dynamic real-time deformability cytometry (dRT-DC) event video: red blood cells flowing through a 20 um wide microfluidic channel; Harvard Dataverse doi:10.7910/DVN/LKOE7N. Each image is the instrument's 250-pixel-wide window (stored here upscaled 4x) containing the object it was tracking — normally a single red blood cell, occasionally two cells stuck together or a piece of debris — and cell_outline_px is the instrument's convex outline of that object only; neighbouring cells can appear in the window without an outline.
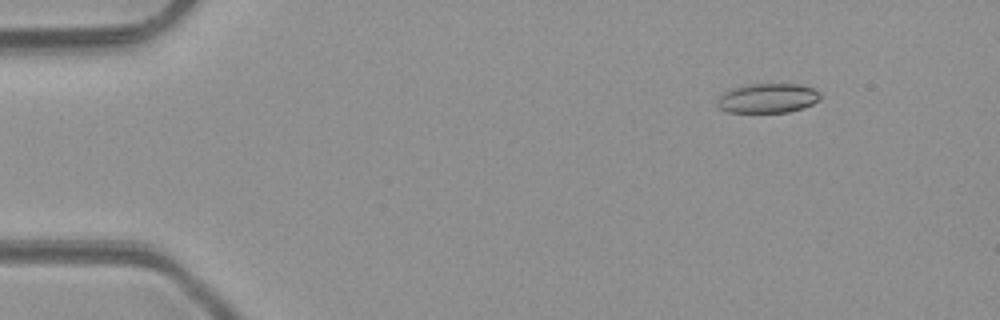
{"species": "common noctule bat (a hibernating species)", "species_latin": "Nyctalus noctula", "temperature_condition": "room temperature", "stored_images_in_passage": 4, "camera_frame_rate_fps": 3000, "um_per_image_px": 0.085, "animal": {"sex": "male", "body_mass_g": 23.1, "forearm_length_mm": 52.7}, "frame": {"image": 1, "passage_image": 1, "time_ms": 0.0, "image_size_px": [1000, 320], "cell_outline_px": [[820, 100], [804, 108], [788, 112], [728, 112], [720, 108], [716, 104], [716, 100], [728, 88], [752, 84], [796, 84], [812, 88], [820, 92]], "centroid_in_image_um": [65.24, 8.35], "position_along_channel_um": 19.8, "area_um2": 17.8}}